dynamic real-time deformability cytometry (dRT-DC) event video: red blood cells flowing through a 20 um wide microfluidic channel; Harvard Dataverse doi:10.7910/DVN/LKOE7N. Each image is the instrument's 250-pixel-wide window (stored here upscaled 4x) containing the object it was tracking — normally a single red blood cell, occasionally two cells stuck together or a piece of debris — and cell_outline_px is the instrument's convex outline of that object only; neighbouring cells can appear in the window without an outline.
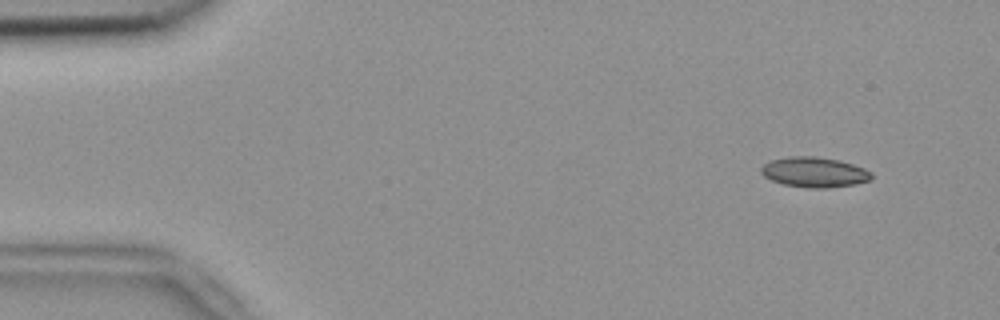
{"species": "common noctule bat (a hibernating species)", "species_latin": "Nyctalus noctula", "temperature_condition": "room temperature", "stored_images_in_passage": 50, "camera_frame_rate_fps": 3000, "um_per_image_px": 0.085, "animal": {"sex": "female", "body_mass_g": 18.4}, "frame": {"image": 1, "passage_image": 1, "time_ms": 0.0, "image_size_px": [1000, 320], "cell_outline_px": [[872, 180], [852, 184], [828, 188], [808, 188], [784, 184], [772, 180], [764, 176], [760, 172], [760, 168], [764, 164], [772, 160], [788, 156], [816, 156], [840, 160], [864, 168], [872, 172]], "centroid_in_image_um": [69.22, 14.63], "position_along_channel_um": 15.8, "area_um2": 19.42}}
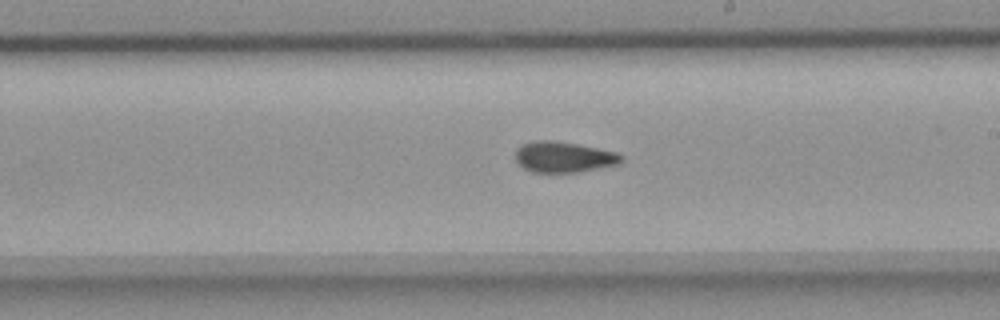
{"frame": {"image": 2, "passage_image": 27, "time_ms": 8.667, "image_size_px": [1000, 320], "cell_outline_px": [[624, 160], [620, 164], [576, 172], [532, 172], [524, 168], [516, 160], [516, 148], [520, 144], [532, 140], [556, 140], [616, 152], [624, 156]], "centroid_in_image_um": [47.9, 13.33], "position_along_channel_um": 241.1, "area_um2": 19.07}}
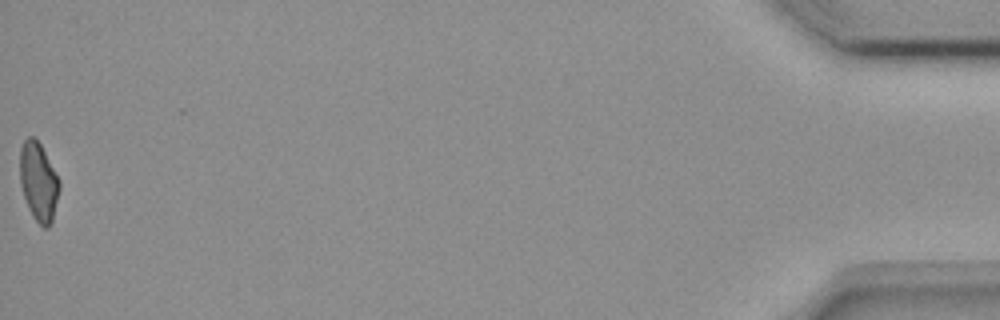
{"frame": {"image": 3, "passage_image": 50, "time_ms": 16.333, "image_size_px": [1000, 320], "cell_outline_px": [[60, 188], [52, 220], [48, 228], [44, 228], [36, 220], [24, 196], [20, 184], [20, 148], [24, 140], [28, 136], [32, 136], [40, 144], [60, 180]], "centroid_in_image_um": [3.28, 15.42], "position_along_channel_um": 431.9, "area_um2": 17.74}, "authors_computed_cell_mechanics": {"area_um2": 19.0451, "velocity_mm_per_s": 3.7861, "shape_relaxation_time_tau1_ms": null, "shape_relaxation_time_tau2_ms": 2.4324, "deformation_change_tau1": null, "deformation_change_tau2": 0.0859}}